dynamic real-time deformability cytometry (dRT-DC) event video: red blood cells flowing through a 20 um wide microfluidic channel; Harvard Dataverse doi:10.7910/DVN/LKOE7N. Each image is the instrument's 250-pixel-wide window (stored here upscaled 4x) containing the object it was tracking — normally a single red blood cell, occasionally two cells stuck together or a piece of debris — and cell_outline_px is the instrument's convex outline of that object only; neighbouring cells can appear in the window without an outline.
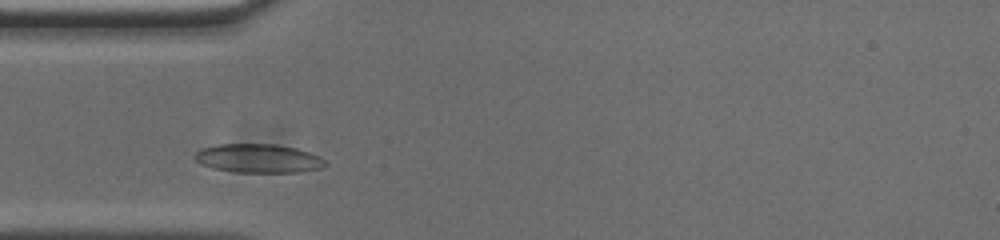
{"species": "common noctule bat (a hibernating species)", "species_latin": "Nyctalus noctula", "temperature_condition": "cold", "stored_images_in_passage": 35, "camera_frame_rate_fps": 3000, "um_per_image_px": 0.085, "animal": {"sex": "male", "body_mass_g": 20.0, "forearm_length_mm": 53.3}, "frame": {"image": 1, "passage_image": 1, "time_ms": 0.0, "image_size_px": [1000, 240], "cell_outline_px": [[328, 164], [320, 168], [300, 172], [232, 172], [212, 168], [200, 164], [192, 156], [200, 148], [216, 144], [276, 144], [296, 148], [320, 156]], "centroid_in_image_um": [21.92, 13.46], "position_along_channel_um": 63.1, "area_um2": 22.08}}
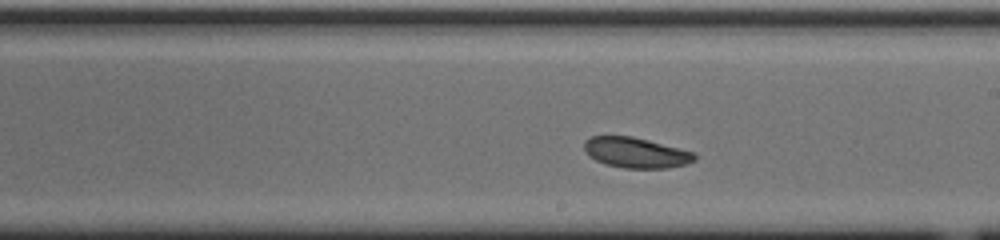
{"frame": {"image": 2, "passage_image": 15, "time_ms": 4.667, "image_size_px": [1000, 240], "cell_outline_px": [[696, 160], [688, 164], [668, 168], [624, 168], [604, 164], [588, 156], [584, 148], [584, 140], [592, 136], [632, 136], [696, 152]], "centroid_in_image_um": [54.07, 12.98], "position_along_channel_um": 234.9, "area_um2": 19.77}}
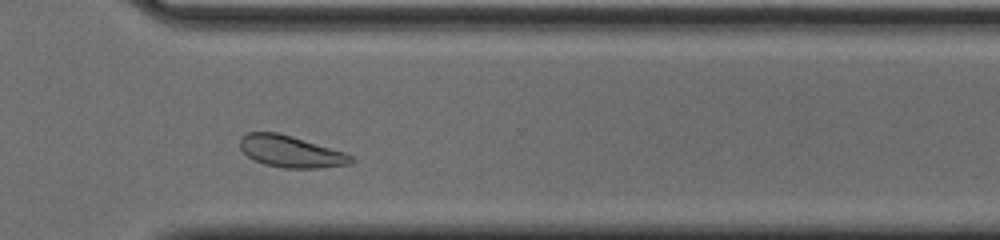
{"frame": {"image": 3, "passage_image": 24, "time_ms": 7.667, "image_size_px": [1000, 240], "cell_outline_px": [[356, 160], [348, 164], [320, 168], [284, 168], [264, 164], [248, 156], [240, 148], [240, 136], [248, 132], [276, 132], [292, 136], [344, 152], [352, 156]], "centroid_in_image_um": [24.7, 12.88], "position_along_channel_um": 345.9, "area_um2": 20.4}, "authors_computed_cell_mechanics": {"area_um2": 20.1144, "velocity_mm_per_s": 3.6875, "shape_relaxation_time_tau1_ms": 2.7318, "shape_relaxation_time_tau2_ms": null, "deformation_change_tau1": 0.1015, "deformation_change_tau2": null}}